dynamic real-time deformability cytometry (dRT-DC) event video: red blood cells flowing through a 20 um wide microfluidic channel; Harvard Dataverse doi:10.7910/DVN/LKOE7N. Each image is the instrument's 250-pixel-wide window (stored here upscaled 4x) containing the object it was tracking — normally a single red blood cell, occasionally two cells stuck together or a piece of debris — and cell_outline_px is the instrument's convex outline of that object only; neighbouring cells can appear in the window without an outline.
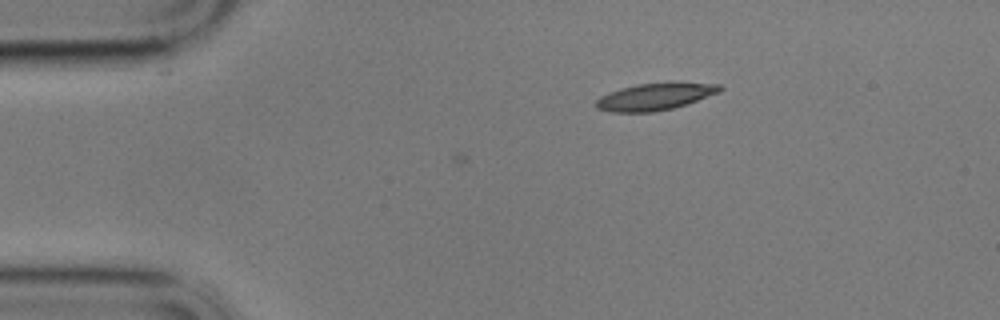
{"species": "common noctule bat (a hibernating species)", "species_latin": "Nyctalus noctula", "temperature_condition": "cold", "stored_images_in_passage": 12, "camera_frame_rate_fps": 3000, "um_per_image_px": 0.085, "animal": {"sex": "male", "body_mass_g": 17.9}, "frame": {"image": 1, "passage_image": 12, "time_ms": 3.667, "image_size_px": [1000, 320], "cell_outline_px": [[724, 88], [720, 92], [688, 104], [672, 108], [652, 112], [608, 112], [596, 108], [596, 100], [600, 96], [608, 92], [620, 88], [636, 84], [672, 80], [720, 84]], "centroid_in_image_um": [55.73, 8.17], "position_along_channel_um": 29.3, "area_um2": 20.29}}